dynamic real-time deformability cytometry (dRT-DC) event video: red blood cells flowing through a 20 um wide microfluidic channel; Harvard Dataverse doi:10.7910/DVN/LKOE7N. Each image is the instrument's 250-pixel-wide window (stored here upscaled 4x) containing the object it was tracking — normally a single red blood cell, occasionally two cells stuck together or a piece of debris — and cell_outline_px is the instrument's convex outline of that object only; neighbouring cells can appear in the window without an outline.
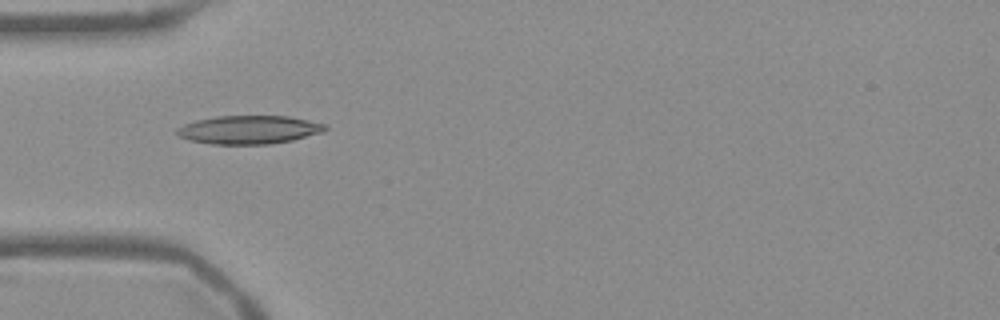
{"species": "Egyptian fruit bat (a non-hibernating species)", "species_latin": "Rousettus aegyptiacus", "temperature_condition": "warm", "stored_images_in_passage": 39, "camera_frame_rate_fps": 3000, "um_per_image_px": 0.085, "frame": {"image": 1, "passage_image": 2, "time_ms": 0.333, "image_size_px": [1000, 320], "cell_outline_px": [[328, 128], [324, 132], [292, 140], [272, 144], [212, 144], [188, 140], [180, 136], [176, 132], [176, 128], [184, 124], [196, 120], [216, 116], [288, 116], [328, 124]], "centroid_in_image_um": [21.19, 11.02], "position_along_channel_um": 63.8, "area_um2": 24.68}}
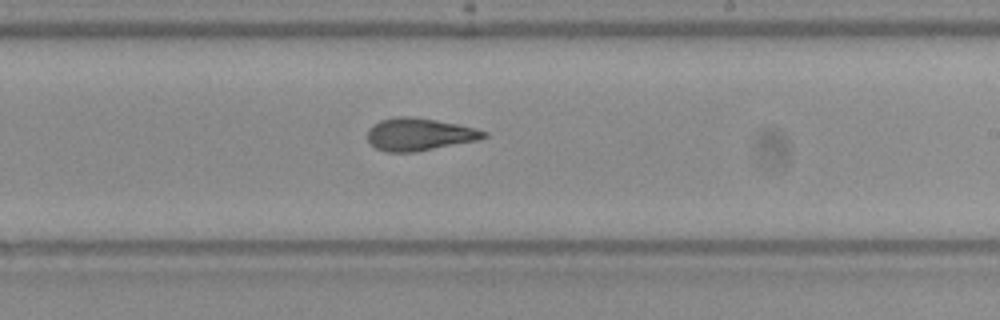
{"frame": {"image": 2, "passage_image": 17, "time_ms": 5.333, "image_size_px": [1000, 320], "cell_outline_px": [[488, 136], [480, 140], [416, 152], [384, 152], [376, 148], [368, 140], [368, 128], [372, 124], [380, 120], [396, 116], [408, 116], [436, 120], [460, 124], [476, 128], [488, 132]], "centroid_in_image_um": [35.66, 11.42], "position_along_channel_um": 253.3, "area_um2": 22.37}}
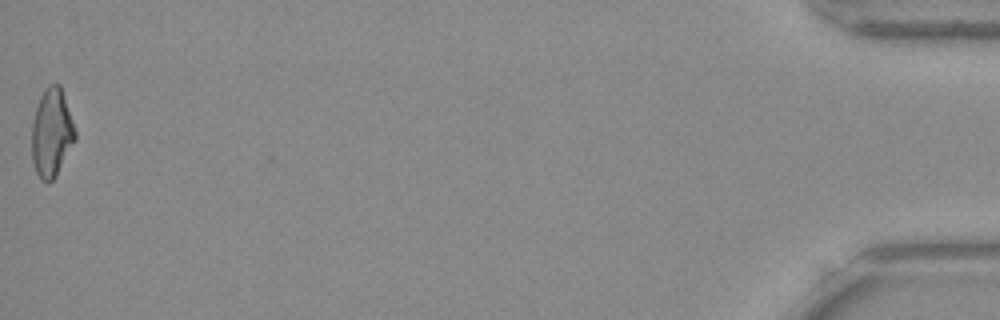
{"frame": {"image": 3, "passage_image": 39, "time_ms": 12.667, "image_size_px": [1000, 320], "cell_outline_px": [[76, 140], [56, 176], [52, 180], [40, 180], [36, 172], [32, 160], [32, 120], [40, 96], [44, 88], [48, 84], [60, 84], [76, 132]], "centroid_in_image_um": [4.39, 11.28], "position_along_channel_um": 430.8, "area_um2": 22.31}, "authors_computed_cell_mechanics": {"area_um2": 22.0796, "velocity_mm_per_s": 3.7873, "shape_relaxation_time_tau1_ms": 8.5356, "shape_relaxation_time_tau2_ms": 2.0479, "deformation_change_tau1": 0.2449, "deformation_change_tau2": 0.0871}}